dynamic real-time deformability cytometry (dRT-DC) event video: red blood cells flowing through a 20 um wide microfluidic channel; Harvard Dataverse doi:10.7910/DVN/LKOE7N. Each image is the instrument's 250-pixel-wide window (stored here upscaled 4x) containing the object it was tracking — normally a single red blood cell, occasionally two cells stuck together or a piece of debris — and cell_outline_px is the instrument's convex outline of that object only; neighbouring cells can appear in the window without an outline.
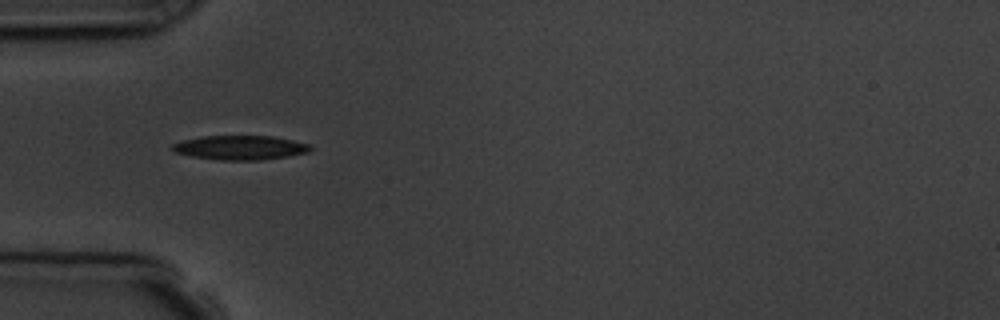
{"species": "common noctule bat (a hibernating species)", "species_latin": "Nyctalus noctula", "temperature_condition": "room temperature", "stored_images_in_passage": 2, "camera_frame_rate_fps": 3000, "um_per_image_px": 0.085, "animal": {"sex": "male", "body_mass_g": 19.5, "forearm_length_mm": 54.6}, "frame": {"image": 1, "passage_image": 1, "time_ms": 0.0, "image_size_px": [1000, 320], "cell_outline_px": [[312, 148], [308, 152], [288, 156], [260, 160], [224, 160], [192, 156], [176, 152], [172, 148], [172, 144], [184, 140], [200, 136], [272, 136], [292, 140], [308, 144]], "centroid_in_image_um": [20.43, 12.54], "position_along_channel_um": 64.6, "area_um2": 19.25}}